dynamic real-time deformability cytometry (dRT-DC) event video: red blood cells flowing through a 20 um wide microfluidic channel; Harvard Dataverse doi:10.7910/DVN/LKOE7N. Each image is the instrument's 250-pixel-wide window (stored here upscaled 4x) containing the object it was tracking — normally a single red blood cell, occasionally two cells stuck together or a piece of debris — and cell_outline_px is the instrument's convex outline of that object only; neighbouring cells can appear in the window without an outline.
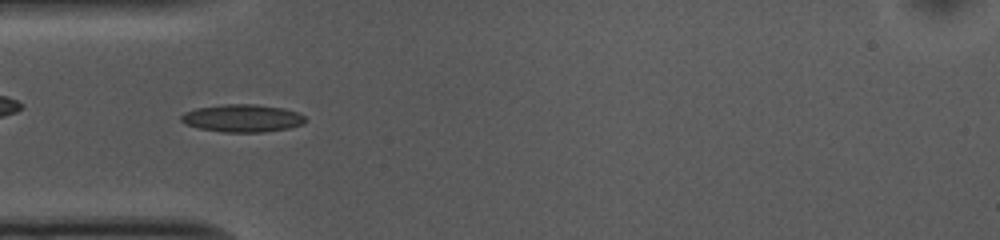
{"species": "common noctule bat (a hibernating species)", "species_latin": "Nyctalus noctula", "temperature_condition": "cold", "stored_images_in_passage": 52, "camera_frame_rate_fps": 3000, "um_per_image_px": 0.085, "animal": {"sex": "female", "body_mass_g": 10.0, "forearm_length_mm": 53.1}, "frame": {"image": 1, "passage_image": 14, "time_ms": 4.333, "image_size_px": [1000, 240], "cell_outline_px": [[304, 124], [288, 128], [264, 132], [224, 132], [200, 128], [184, 124], [180, 120], [180, 116], [184, 112], [196, 108], [224, 104], [256, 104], [284, 108], [296, 112], [304, 116]], "centroid_in_image_um": [20.57, 10.04], "position_along_channel_um": 64.4, "area_um2": 20.0}}
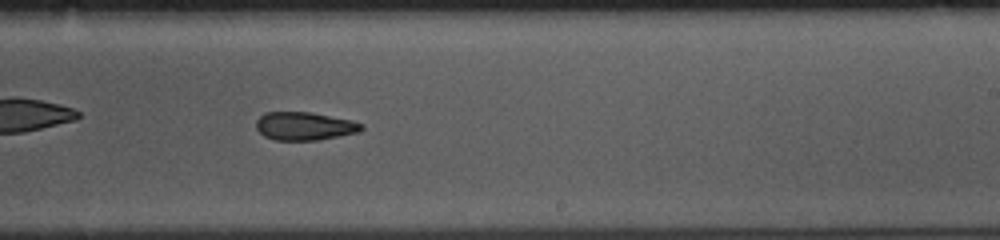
{"frame": {"image": 2, "passage_image": 30, "time_ms": 9.667, "image_size_px": [1000, 240], "cell_outline_px": [[364, 128], [360, 132], [340, 136], [316, 140], [276, 140], [264, 136], [256, 128], [256, 120], [264, 112], [308, 112], [352, 120], [364, 124]], "centroid_in_image_um": [25.9, 10.72], "position_along_channel_um": 263.1, "area_um2": 17.34}}
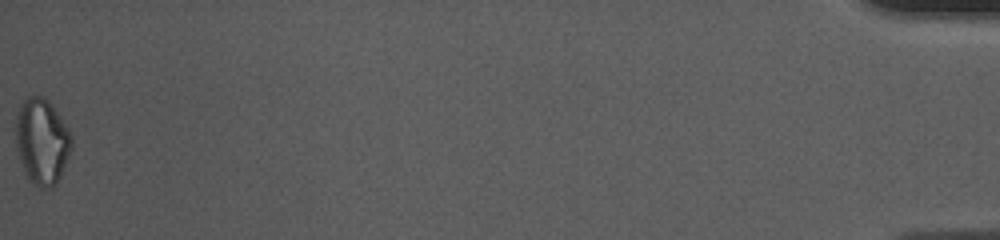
{"frame": {"image": 3, "passage_image": 52, "time_ms": 17.0, "image_size_px": [1000, 240], "cell_outline_px": [[72, 148], [60, 176], [56, 184], [52, 188], [40, 188], [24, 172], [16, 148], [16, 112], [24, 100], [28, 96], [44, 96], [52, 104], [72, 136]], "centroid_in_image_um": [3.56, 12.0], "position_along_channel_um": 431.6, "area_um2": 27.8}, "authors_computed_cell_mechanics": {"area_um2": 18.3804, "velocity_mm_per_s": 3.717, "shape_relaxation_time_tau1_ms": 8.6705, "shape_relaxation_time_tau2_ms": 5.6661, "deformation_change_tau1": 0.1664, "deformation_change_tau2": 0.1417}}